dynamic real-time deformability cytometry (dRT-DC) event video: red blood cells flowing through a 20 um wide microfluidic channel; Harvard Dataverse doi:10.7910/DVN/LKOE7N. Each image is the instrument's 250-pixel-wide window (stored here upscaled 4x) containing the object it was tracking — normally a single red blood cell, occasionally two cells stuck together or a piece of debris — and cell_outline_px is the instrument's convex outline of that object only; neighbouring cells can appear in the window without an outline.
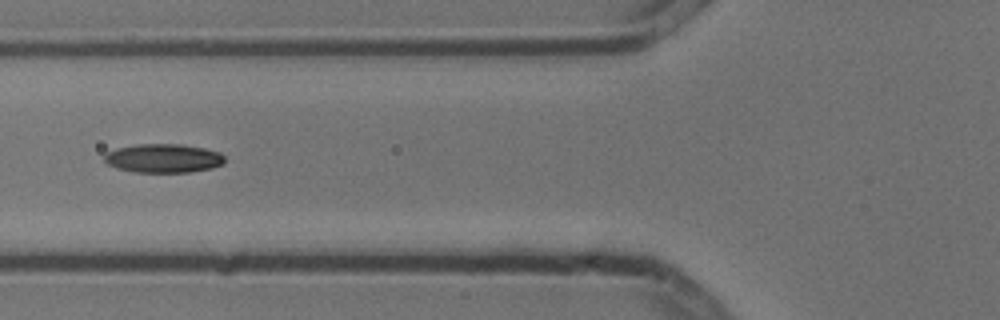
{"species": "common noctule bat (a hibernating species)", "species_latin": "Nyctalus noctula", "temperature_condition": "cold", "stored_images_in_passage": 3, "camera_frame_rate_fps": 3000, "um_per_image_px": 0.085, "animal": {"sex": "male", "body_mass_g": 13.3}, "frame": {"image": 1, "passage_image": 3, "time_ms": 0.667, "image_size_px": [1000, 320], "cell_outline_px": [[224, 164], [212, 168], [188, 172], [132, 172], [116, 168], [108, 164], [104, 160], [104, 156], [108, 152], [116, 148], [136, 144], [180, 144], [204, 148], [220, 152], [224, 156]], "centroid_in_image_um": [13.89, 13.45], "position_along_channel_um": 111.9, "area_um2": 20.29}}